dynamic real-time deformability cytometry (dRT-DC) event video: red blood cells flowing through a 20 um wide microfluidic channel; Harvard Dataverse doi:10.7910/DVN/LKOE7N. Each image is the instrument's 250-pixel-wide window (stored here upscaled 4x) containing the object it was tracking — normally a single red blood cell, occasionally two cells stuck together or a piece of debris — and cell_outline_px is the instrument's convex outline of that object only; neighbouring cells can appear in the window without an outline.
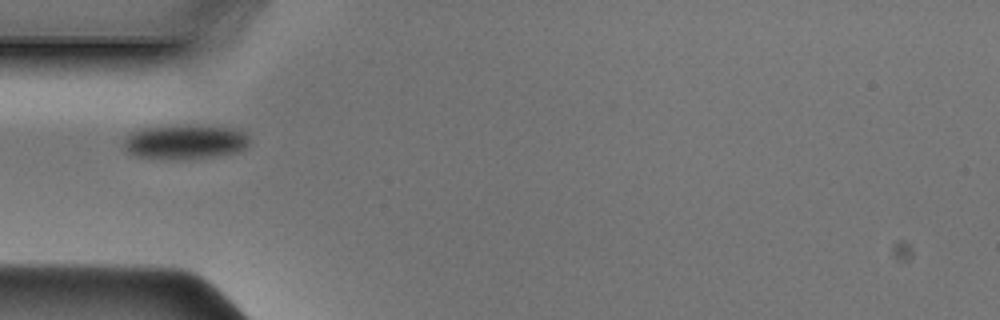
{"species": "Egyptian fruit bat (a non-hibernating species)", "species_latin": "Rousettus aegyptiacus", "temperature_condition": "cold", "stored_images_in_passage": 34, "camera_frame_rate_fps": 3000, "um_per_image_px": 0.085, "animal": {"sex": "male"}, "frame": {"image": 1, "passage_image": 1, "time_ms": 0.0, "image_size_px": [1000, 320], "cell_outline_px": [[252, 140], [248, 148], [236, 152], [212, 156], [172, 160], [136, 156], [128, 152], [124, 148], [124, 140], [132, 132], [140, 128], [236, 128], [244, 132]], "centroid_in_image_um": [15.76, 12.11], "position_along_channel_um": 69.2, "area_um2": 24.33}}
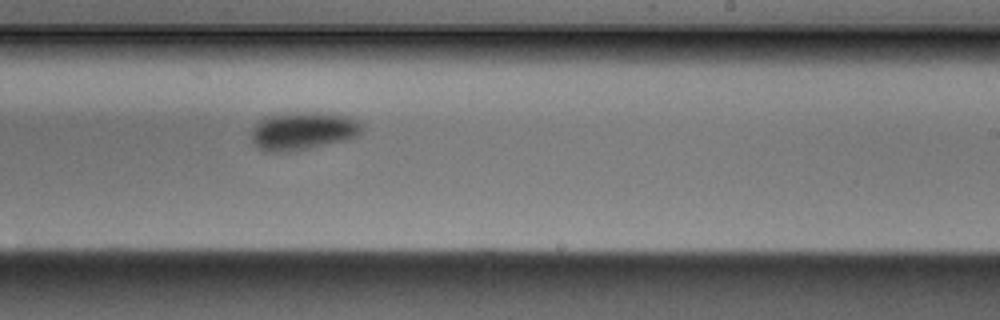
{"frame": {"image": 2, "passage_image": 15, "time_ms": 4.667, "image_size_px": [1000, 320], "cell_outline_px": [[360, 132], [356, 136], [344, 140], [292, 152], [264, 152], [252, 144], [252, 128], [264, 116], [288, 112], [320, 112], [348, 116], [360, 124]], "centroid_in_image_um": [25.65, 11.13], "position_along_channel_um": 263.3, "area_um2": 24.57}}
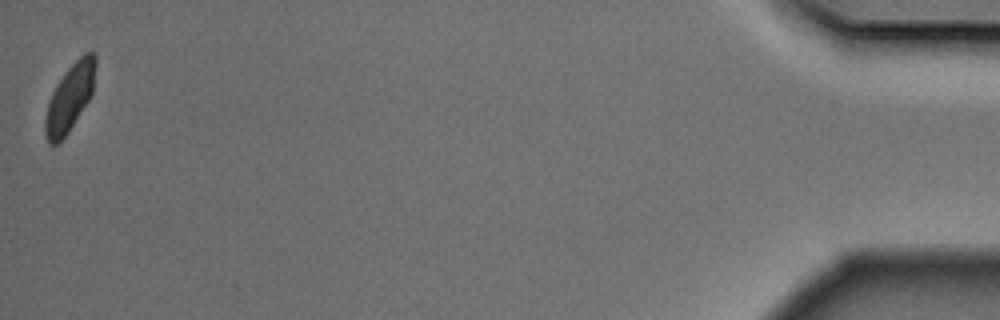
{"frame": {"image": 3, "passage_image": 34, "time_ms": 11.0, "image_size_px": [1000, 320], "cell_outline_px": [[96, 64], [92, 96], [68, 132], [56, 144], [48, 144], [44, 136], [44, 120], [48, 104], [52, 92], [68, 68], [84, 52], [92, 52], [96, 56]], "centroid_in_image_um": [5.94, 8.31], "position_along_channel_um": 429.3, "area_um2": 19.59}}